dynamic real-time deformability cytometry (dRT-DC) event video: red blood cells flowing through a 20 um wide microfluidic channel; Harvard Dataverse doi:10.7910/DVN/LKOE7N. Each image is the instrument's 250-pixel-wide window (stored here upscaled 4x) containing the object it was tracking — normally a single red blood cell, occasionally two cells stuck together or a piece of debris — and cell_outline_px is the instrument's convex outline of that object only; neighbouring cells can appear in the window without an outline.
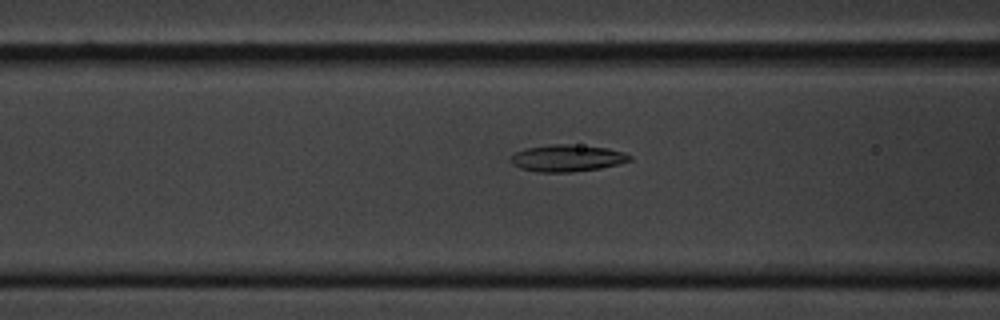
{"species": "common noctule bat (a hibernating species)", "species_latin": "Nyctalus noctula", "temperature_condition": "cold", "stored_images_in_passage": 35, "camera_frame_rate_fps": 3000, "um_per_image_px": 0.085, "animal": {"sex": "male", "body_mass_g": 20.1, "forearm_length_mm": 53.5}, "frame": {"image": 1, "passage_image": 5, "time_ms": 1.333, "image_size_px": [1000, 320], "cell_outline_px": [[632, 160], [620, 164], [600, 168], [572, 172], [536, 172], [520, 168], [512, 164], [508, 160], [508, 156], [516, 152], [528, 148], [552, 144], [568, 144], [608, 148], [624, 152], [632, 156]], "centroid_in_image_um": [48.2, 13.45], "position_along_channel_um": 118.4, "area_um2": 18.79}}
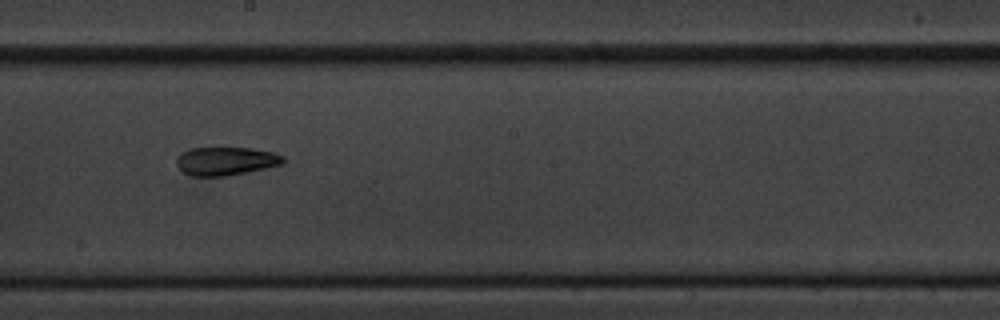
{"frame": {"image": 2, "passage_image": 15, "time_ms": 4.667, "image_size_px": [1000, 320], "cell_outline_px": [[288, 160], [284, 164], [224, 176], [192, 176], [184, 172], [176, 164], [176, 156], [180, 152], [188, 148], [252, 148], [276, 152], [284, 156]], "centroid_in_image_um": [19.22, 13.67], "position_along_channel_um": 229.0, "area_um2": 17.8}}
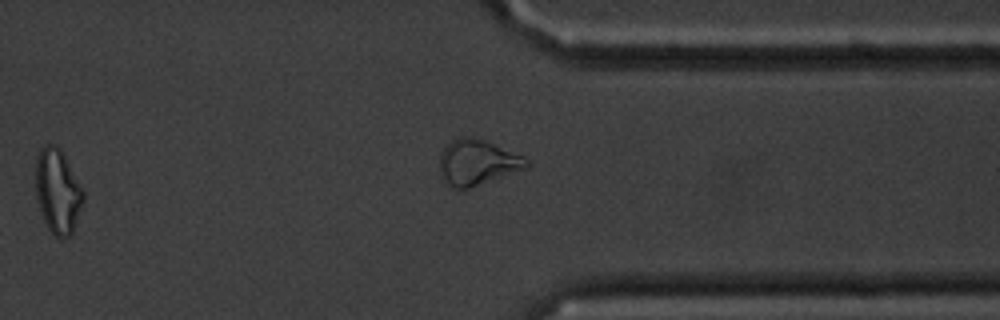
{"frame": {"image": 3, "passage_image": 28, "time_ms": 9.0, "image_size_px": [1000, 320], "cell_outline_px": [[84, 204], [72, 232], [68, 236], [56, 236], [48, 228], [44, 220], [36, 196], [36, 160], [40, 148], [48, 144], [52, 144], [60, 148], [84, 192]], "centroid_in_image_um": [4.91, 16.24], "position_along_channel_um": 406.5, "area_um2": 23.06}}